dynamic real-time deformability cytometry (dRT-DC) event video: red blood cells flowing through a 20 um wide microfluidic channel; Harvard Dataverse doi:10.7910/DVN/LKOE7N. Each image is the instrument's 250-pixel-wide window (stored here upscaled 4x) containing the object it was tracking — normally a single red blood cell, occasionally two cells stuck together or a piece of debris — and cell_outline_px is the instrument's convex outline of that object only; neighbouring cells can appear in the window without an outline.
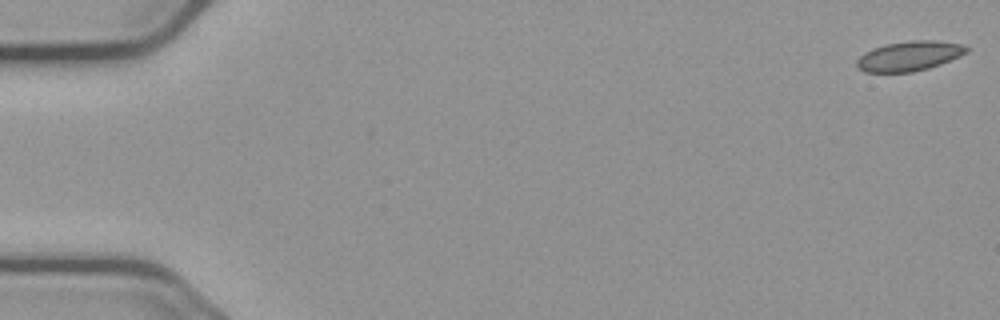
{"species": "common noctule bat (a hibernating species)", "species_latin": "Nyctalus noctula", "temperature_condition": "cold", "stored_images_in_passage": 12, "camera_frame_rate_fps": 3000, "um_per_image_px": 0.085, "animal": {"sex": "male", "body_mass_g": 23.1, "forearm_length_mm": 52.7}, "frame": {"image": 1, "passage_image": 1, "time_ms": 0.0, "image_size_px": [1000, 320], "cell_outline_px": [[968, 52], [940, 64], [928, 68], [912, 72], [864, 72], [856, 64], [856, 60], [864, 52], [872, 48], [884, 44], [908, 40], [936, 40], [960, 44], [968, 48]], "centroid_in_image_um": [77.25, 4.75], "position_along_channel_um": 7.7, "area_um2": 19.02}}